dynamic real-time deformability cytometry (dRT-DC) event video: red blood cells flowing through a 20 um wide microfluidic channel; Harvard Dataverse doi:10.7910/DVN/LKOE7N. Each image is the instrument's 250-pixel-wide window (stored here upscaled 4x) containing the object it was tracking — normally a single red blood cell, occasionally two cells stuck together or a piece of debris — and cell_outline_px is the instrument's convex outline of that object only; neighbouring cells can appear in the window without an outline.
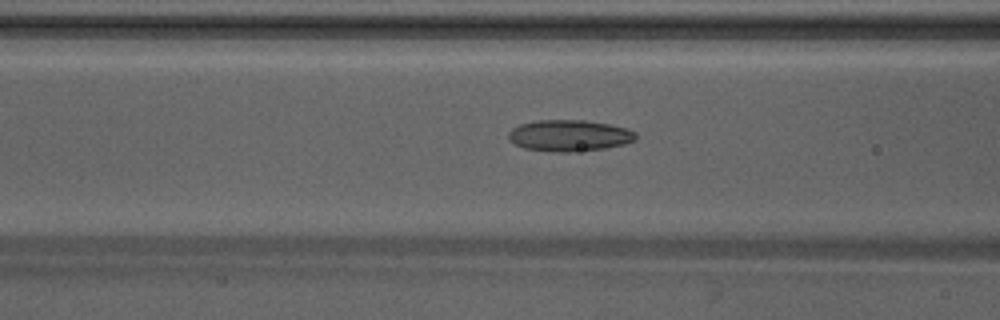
{"species": "Egyptian fruit bat (a non-hibernating species)", "species_latin": "Rousettus aegyptiacus", "temperature_condition": "warm", "stored_images_in_passage": 44, "camera_frame_rate_fps": 3000, "um_per_image_px": 0.085, "animal": {"sex": "male"}, "frame": {"image": 1, "passage_image": 20, "time_ms": 6.333, "image_size_px": [1000, 320], "cell_outline_px": [[636, 140], [624, 144], [604, 148], [572, 152], [556, 152], [524, 148], [508, 140], [508, 132], [512, 128], [520, 124], [536, 120], [584, 120], [608, 124], [628, 128], [636, 132]], "centroid_in_image_um": [48.38, 11.52], "position_along_channel_um": 118.2, "area_um2": 23.35}}
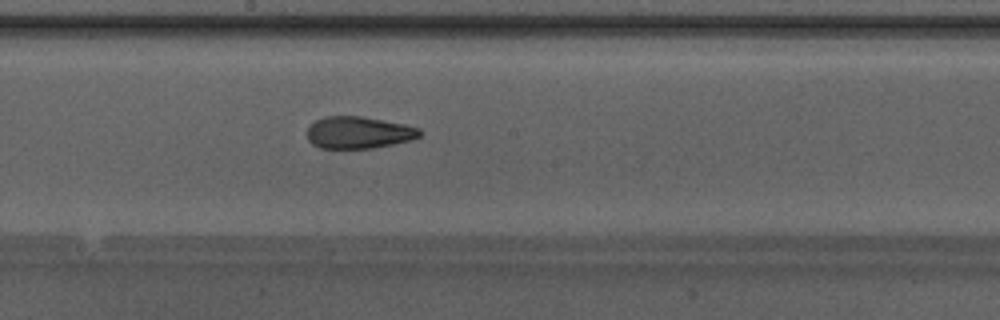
{"frame": {"image": 2, "passage_image": 27, "time_ms": 8.667, "image_size_px": [1000, 320], "cell_outline_px": [[424, 132], [420, 136], [412, 140], [372, 148], [320, 148], [312, 144], [308, 140], [308, 128], [316, 120], [324, 116], [360, 116], [404, 124], [420, 128]], "centroid_in_image_um": [30.51, 11.26], "position_along_channel_um": 217.7, "area_um2": 20.98}}
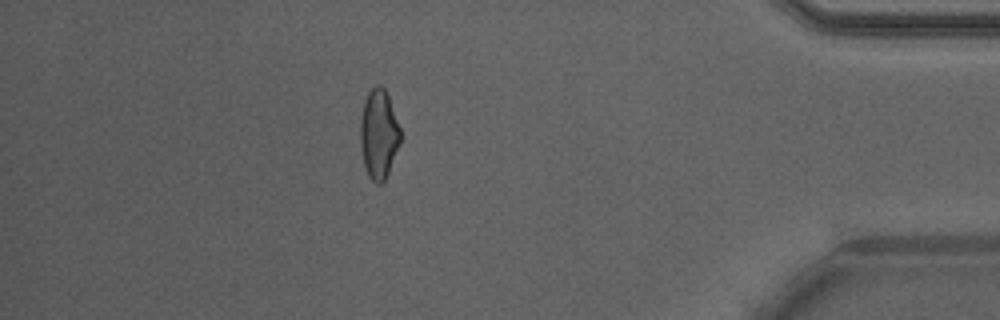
{"frame": {"image": 3, "passage_image": 43, "time_ms": 14.0, "image_size_px": [1000, 320], "cell_outline_px": [[400, 144], [388, 172], [384, 180], [380, 184], [376, 184], [368, 176], [364, 164], [360, 144], [360, 116], [364, 100], [368, 92], [376, 84], [380, 84], [384, 88], [388, 96], [400, 128]], "centroid_in_image_um": [32.18, 11.38], "position_along_channel_um": 403.0, "area_um2": 20.87}, "authors_computed_cell_mechanics": {"area_um2": 21.4727, "velocity_mm_per_s": 4.2735, "shape_relaxation_time_tau1_ms": null, "shape_relaxation_time_tau2_ms": 1.8961, "deformation_change_tau1": null, "deformation_change_tau2": 0.096}}